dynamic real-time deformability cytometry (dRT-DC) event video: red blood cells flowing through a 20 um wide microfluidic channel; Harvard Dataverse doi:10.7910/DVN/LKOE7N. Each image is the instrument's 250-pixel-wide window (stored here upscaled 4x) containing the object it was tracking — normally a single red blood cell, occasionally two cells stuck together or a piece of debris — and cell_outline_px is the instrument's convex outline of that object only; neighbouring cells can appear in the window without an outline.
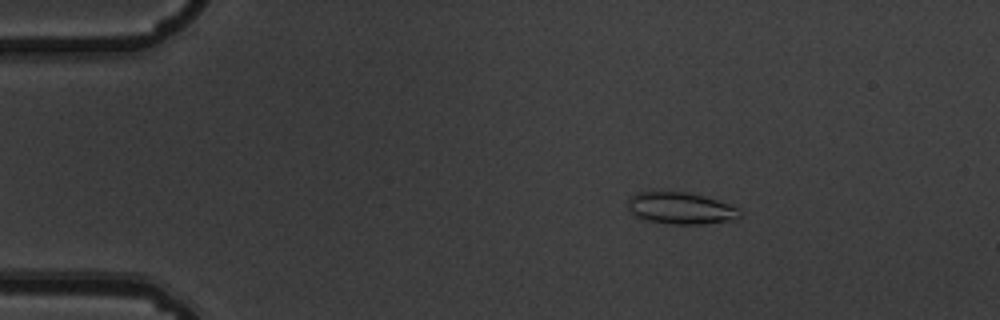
{"species": "common noctule bat (a hibernating species)", "species_latin": "Nyctalus noctula", "temperature_condition": "warm", "stored_images_in_passage": 3, "camera_frame_rate_fps": 3000, "um_per_image_px": 0.085, "animal": {"sex": "male", "body_mass_g": 19.5, "forearm_length_mm": 54.6}, "frame": {"image": 1, "passage_image": 2, "time_ms": 0.333, "image_size_px": [1000, 320], "cell_outline_px": [[744, 216], [736, 220], [704, 224], [672, 224], [648, 220], [636, 216], [628, 208], [628, 200], [636, 192], [688, 192], [704, 196], [728, 204], [736, 208]], "centroid_in_image_um": [57.9, 17.71], "position_along_channel_um": 27.1, "area_um2": 20.63}}